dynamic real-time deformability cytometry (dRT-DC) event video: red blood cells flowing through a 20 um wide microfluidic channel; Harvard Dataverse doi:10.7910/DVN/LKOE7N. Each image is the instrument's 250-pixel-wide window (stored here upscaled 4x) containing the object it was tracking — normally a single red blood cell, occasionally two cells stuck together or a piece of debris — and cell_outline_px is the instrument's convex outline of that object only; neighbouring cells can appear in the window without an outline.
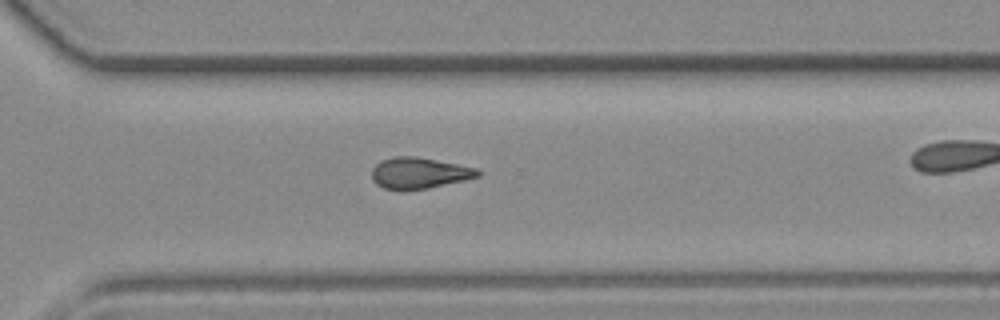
{"species": "common noctule bat (a hibernating species)", "species_latin": "Nyctalus noctula", "temperature_condition": "room temperature", "stored_images_in_passage": 30, "camera_frame_rate_fps": 3000, "um_per_image_px": 0.085, "animal": {"sex": "female", "body_mass_g": 19.3, "forearm_length_mm": 54.1}, "frame": {"image": 1, "passage_image": 26, "time_ms": 8.333, "image_size_px": [1000, 320], "cell_outline_px": [[480, 176], [464, 180], [428, 188], [404, 192], [400, 192], [384, 188], [376, 184], [372, 180], [372, 168], [380, 160], [392, 156], [416, 156], [476, 168], [480, 172]], "centroid_in_image_um": [35.56, 14.73], "position_along_channel_um": 335.0, "area_um2": 19.54}}